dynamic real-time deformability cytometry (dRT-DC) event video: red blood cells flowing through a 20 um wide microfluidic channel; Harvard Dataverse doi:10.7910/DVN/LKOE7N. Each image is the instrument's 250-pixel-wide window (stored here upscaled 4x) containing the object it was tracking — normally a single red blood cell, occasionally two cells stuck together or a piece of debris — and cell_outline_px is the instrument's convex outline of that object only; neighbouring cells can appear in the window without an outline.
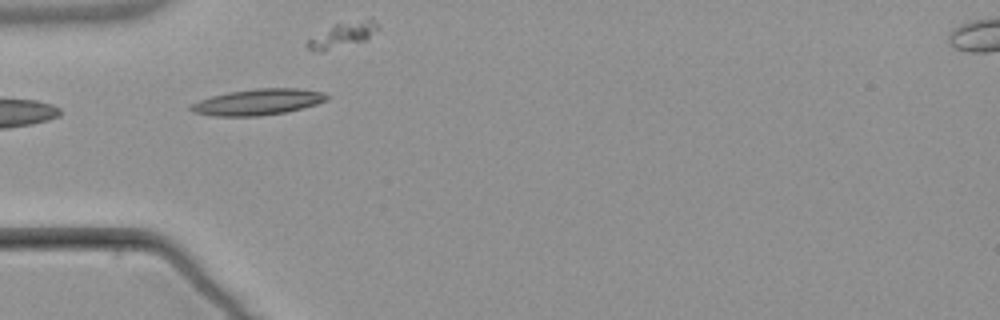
{"species": "common noctule bat (a hibernating species)", "species_latin": "Nyctalus noctula", "temperature_condition": "warm", "stored_images_in_passage": 4, "camera_frame_rate_fps": 3000, "um_per_image_px": 0.085, "animal": {"sex": "male", "body_mass_g": 21.5, "forearm_length_mm": 52.0}, "frame": {"image": 1, "passage_image": 3, "time_ms": 2.333, "image_size_px": [1000, 320], "cell_outline_px": [[332, 96], [328, 100], [316, 104], [284, 112], [260, 116], [216, 116], [196, 112], [188, 108], [192, 104], [200, 100], [212, 96], [228, 92], [256, 88], [296, 88], [324, 92]], "centroid_in_image_um": [21.98, 8.66], "position_along_channel_um": 63.0, "area_um2": 20.52}}